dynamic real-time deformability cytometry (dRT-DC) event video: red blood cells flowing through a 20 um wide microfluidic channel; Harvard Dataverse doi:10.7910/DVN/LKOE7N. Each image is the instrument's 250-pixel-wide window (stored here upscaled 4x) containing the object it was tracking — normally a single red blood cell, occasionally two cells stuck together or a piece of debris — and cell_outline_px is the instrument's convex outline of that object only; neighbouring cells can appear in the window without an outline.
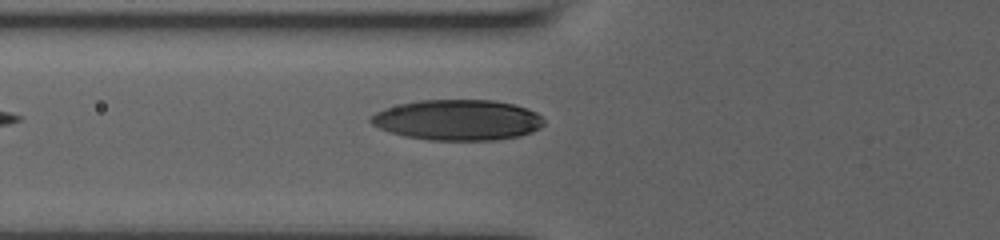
{"species": "human", "species_latin": "Homo sapiens", "temperature_condition": "room temperature", "stored_images_in_passage": 6, "camera_frame_rate_fps": 3000, "um_per_image_px": 0.085, "donor": {"sex": "male"}, "frame": {"image": 1, "passage_image": 6, "time_ms": 4.0, "image_size_px": [1000, 240], "cell_outline_px": [[544, 124], [540, 128], [532, 132], [520, 136], [492, 140], [428, 140], [404, 136], [380, 128], [372, 124], [368, 120], [376, 112], [384, 108], [400, 104], [420, 100], [492, 100], [512, 104], [536, 112], [544, 120]], "centroid_in_image_um": [38.9, 10.2], "position_along_channel_um": 86.9, "area_um2": 40.81}}